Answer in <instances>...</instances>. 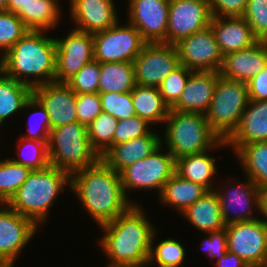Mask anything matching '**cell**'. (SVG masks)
<instances>
[{
    "instance_id": "obj_51",
    "label": "cell",
    "mask_w": 267,
    "mask_h": 267,
    "mask_svg": "<svg viewBox=\"0 0 267 267\" xmlns=\"http://www.w3.org/2000/svg\"><path fill=\"white\" fill-rule=\"evenodd\" d=\"M150 263L143 262V263H133V264H108V267H148L145 265H149Z\"/></svg>"
},
{
    "instance_id": "obj_18",
    "label": "cell",
    "mask_w": 267,
    "mask_h": 267,
    "mask_svg": "<svg viewBox=\"0 0 267 267\" xmlns=\"http://www.w3.org/2000/svg\"><path fill=\"white\" fill-rule=\"evenodd\" d=\"M70 15L75 30L95 34L115 25L117 17L113 0H70Z\"/></svg>"
},
{
    "instance_id": "obj_49",
    "label": "cell",
    "mask_w": 267,
    "mask_h": 267,
    "mask_svg": "<svg viewBox=\"0 0 267 267\" xmlns=\"http://www.w3.org/2000/svg\"><path fill=\"white\" fill-rule=\"evenodd\" d=\"M259 212L266 218L267 221V186L259 188Z\"/></svg>"
},
{
    "instance_id": "obj_13",
    "label": "cell",
    "mask_w": 267,
    "mask_h": 267,
    "mask_svg": "<svg viewBox=\"0 0 267 267\" xmlns=\"http://www.w3.org/2000/svg\"><path fill=\"white\" fill-rule=\"evenodd\" d=\"M212 14L207 0H170L166 43L175 45L210 26Z\"/></svg>"
},
{
    "instance_id": "obj_27",
    "label": "cell",
    "mask_w": 267,
    "mask_h": 267,
    "mask_svg": "<svg viewBox=\"0 0 267 267\" xmlns=\"http://www.w3.org/2000/svg\"><path fill=\"white\" fill-rule=\"evenodd\" d=\"M207 192L208 190L202 185L183 179L174 173L158 196L161 204L173 206L182 213Z\"/></svg>"
},
{
    "instance_id": "obj_37",
    "label": "cell",
    "mask_w": 267,
    "mask_h": 267,
    "mask_svg": "<svg viewBox=\"0 0 267 267\" xmlns=\"http://www.w3.org/2000/svg\"><path fill=\"white\" fill-rule=\"evenodd\" d=\"M28 31L15 13L0 11V57H3Z\"/></svg>"
},
{
    "instance_id": "obj_28",
    "label": "cell",
    "mask_w": 267,
    "mask_h": 267,
    "mask_svg": "<svg viewBox=\"0 0 267 267\" xmlns=\"http://www.w3.org/2000/svg\"><path fill=\"white\" fill-rule=\"evenodd\" d=\"M136 116L152 123H163L168 117L170 107L164 102L159 88L136 84L131 91Z\"/></svg>"
},
{
    "instance_id": "obj_25",
    "label": "cell",
    "mask_w": 267,
    "mask_h": 267,
    "mask_svg": "<svg viewBox=\"0 0 267 267\" xmlns=\"http://www.w3.org/2000/svg\"><path fill=\"white\" fill-rule=\"evenodd\" d=\"M195 228L204 233L217 231L225 227L219 199L215 190L208 191L182 213Z\"/></svg>"
},
{
    "instance_id": "obj_53",
    "label": "cell",
    "mask_w": 267,
    "mask_h": 267,
    "mask_svg": "<svg viewBox=\"0 0 267 267\" xmlns=\"http://www.w3.org/2000/svg\"><path fill=\"white\" fill-rule=\"evenodd\" d=\"M0 267H11V266L0 257Z\"/></svg>"
},
{
    "instance_id": "obj_4",
    "label": "cell",
    "mask_w": 267,
    "mask_h": 267,
    "mask_svg": "<svg viewBox=\"0 0 267 267\" xmlns=\"http://www.w3.org/2000/svg\"><path fill=\"white\" fill-rule=\"evenodd\" d=\"M66 185H71V174L63 169L49 165L41 170H32L7 204L40 226Z\"/></svg>"
},
{
    "instance_id": "obj_43",
    "label": "cell",
    "mask_w": 267,
    "mask_h": 267,
    "mask_svg": "<svg viewBox=\"0 0 267 267\" xmlns=\"http://www.w3.org/2000/svg\"><path fill=\"white\" fill-rule=\"evenodd\" d=\"M24 108L25 109H27V108H29V109L39 108L38 110L35 111V113L33 112L32 115L33 114L40 115V119H42V120L40 122L41 124H39L41 126V127L39 126L41 129L37 128L38 125L35 127L36 124H33V123L31 124V122H29L28 124L30 127H28V132L26 133L25 136L23 135L22 137L25 139L49 141L50 132H51V125H50L49 115L46 112L45 107L32 94V96L25 103ZM29 121H30V119H29Z\"/></svg>"
},
{
    "instance_id": "obj_5",
    "label": "cell",
    "mask_w": 267,
    "mask_h": 267,
    "mask_svg": "<svg viewBox=\"0 0 267 267\" xmlns=\"http://www.w3.org/2000/svg\"><path fill=\"white\" fill-rule=\"evenodd\" d=\"M164 143L174 159L226 146L210 128L203 113L183 112L170 109L165 120Z\"/></svg>"
},
{
    "instance_id": "obj_45",
    "label": "cell",
    "mask_w": 267,
    "mask_h": 267,
    "mask_svg": "<svg viewBox=\"0 0 267 267\" xmlns=\"http://www.w3.org/2000/svg\"><path fill=\"white\" fill-rule=\"evenodd\" d=\"M206 234L209 236L201 242V246H205L203 248L211 260L217 261L228 251L226 227Z\"/></svg>"
},
{
    "instance_id": "obj_36",
    "label": "cell",
    "mask_w": 267,
    "mask_h": 267,
    "mask_svg": "<svg viewBox=\"0 0 267 267\" xmlns=\"http://www.w3.org/2000/svg\"><path fill=\"white\" fill-rule=\"evenodd\" d=\"M18 152L22 151L24 154H18L21 158L12 159L14 162L23 165L31 170H41L50 165L49 155H48V142L49 141H39L32 139H25L23 137L19 138ZM26 146V147H25ZM30 146V147H29ZM26 149V156L23 152V148ZM30 150V151H29ZM29 152V154H28ZM29 155V156H28ZM25 156V157H24Z\"/></svg>"
},
{
    "instance_id": "obj_54",
    "label": "cell",
    "mask_w": 267,
    "mask_h": 267,
    "mask_svg": "<svg viewBox=\"0 0 267 267\" xmlns=\"http://www.w3.org/2000/svg\"><path fill=\"white\" fill-rule=\"evenodd\" d=\"M263 267H267V258H266V261H265V264L263 265Z\"/></svg>"
},
{
    "instance_id": "obj_8",
    "label": "cell",
    "mask_w": 267,
    "mask_h": 267,
    "mask_svg": "<svg viewBox=\"0 0 267 267\" xmlns=\"http://www.w3.org/2000/svg\"><path fill=\"white\" fill-rule=\"evenodd\" d=\"M162 146L120 172L122 188L127 198L129 189H155L161 194L165 183L175 173V159L169 151L161 153Z\"/></svg>"
},
{
    "instance_id": "obj_35",
    "label": "cell",
    "mask_w": 267,
    "mask_h": 267,
    "mask_svg": "<svg viewBox=\"0 0 267 267\" xmlns=\"http://www.w3.org/2000/svg\"><path fill=\"white\" fill-rule=\"evenodd\" d=\"M155 233L156 231L152 237L148 262L150 264L155 262L157 265L165 267H180L185 258L184 246L175 239L165 238L155 247L153 244Z\"/></svg>"
},
{
    "instance_id": "obj_12",
    "label": "cell",
    "mask_w": 267,
    "mask_h": 267,
    "mask_svg": "<svg viewBox=\"0 0 267 267\" xmlns=\"http://www.w3.org/2000/svg\"><path fill=\"white\" fill-rule=\"evenodd\" d=\"M55 82L67 83L87 63L94 60L93 34L72 29L56 38Z\"/></svg>"
},
{
    "instance_id": "obj_34",
    "label": "cell",
    "mask_w": 267,
    "mask_h": 267,
    "mask_svg": "<svg viewBox=\"0 0 267 267\" xmlns=\"http://www.w3.org/2000/svg\"><path fill=\"white\" fill-rule=\"evenodd\" d=\"M32 170L11 159L0 161V204H7Z\"/></svg>"
},
{
    "instance_id": "obj_2",
    "label": "cell",
    "mask_w": 267,
    "mask_h": 267,
    "mask_svg": "<svg viewBox=\"0 0 267 267\" xmlns=\"http://www.w3.org/2000/svg\"><path fill=\"white\" fill-rule=\"evenodd\" d=\"M142 206L132 205L125 213L101 227L100 247L110 264L147 262L152 237L157 231L145 217Z\"/></svg>"
},
{
    "instance_id": "obj_40",
    "label": "cell",
    "mask_w": 267,
    "mask_h": 267,
    "mask_svg": "<svg viewBox=\"0 0 267 267\" xmlns=\"http://www.w3.org/2000/svg\"><path fill=\"white\" fill-rule=\"evenodd\" d=\"M100 63L93 60L87 63L66 84L75 93H98Z\"/></svg>"
},
{
    "instance_id": "obj_3",
    "label": "cell",
    "mask_w": 267,
    "mask_h": 267,
    "mask_svg": "<svg viewBox=\"0 0 267 267\" xmlns=\"http://www.w3.org/2000/svg\"><path fill=\"white\" fill-rule=\"evenodd\" d=\"M44 33L29 30L0 58V70L32 89L55 82L56 41Z\"/></svg>"
},
{
    "instance_id": "obj_50",
    "label": "cell",
    "mask_w": 267,
    "mask_h": 267,
    "mask_svg": "<svg viewBox=\"0 0 267 267\" xmlns=\"http://www.w3.org/2000/svg\"><path fill=\"white\" fill-rule=\"evenodd\" d=\"M29 2L30 0H9L6 11L17 15Z\"/></svg>"
},
{
    "instance_id": "obj_52",
    "label": "cell",
    "mask_w": 267,
    "mask_h": 267,
    "mask_svg": "<svg viewBox=\"0 0 267 267\" xmlns=\"http://www.w3.org/2000/svg\"><path fill=\"white\" fill-rule=\"evenodd\" d=\"M9 0H0V11H6Z\"/></svg>"
},
{
    "instance_id": "obj_38",
    "label": "cell",
    "mask_w": 267,
    "mask_h": 267,
    "mask_svg": "<svg viewBox=\"0 0 267 267\" xmlns=\"http://www.w3.org/2000/svg\"><path fill=\"white\" fill-rule=\"evenodd\" d=\"M102 112L112 115L117 120H126L136 115L131 92L99 93Z\"/></svg>"
},
{
    "instance_id": "obj_23",
    "label": "cell",
    "mask_w": 267,
    "mask_h": 267,
    "mask_svg": "<svg viewBox=\"0 0 267 267\" xmlns=\"http://www.w3.org/2000/svg\"><path fill=\"white\" fill-rule=\"evenodd\" d=\"M162 144L155 132L112 145L100 158L114 171L120 173L126 167L142 160L157 150Z\"/></svg>"
},
{
    "instance_id": "obj_24",
    "label": "cell",
    "mask_w": 267,
    "mask_h": 267,
    "mask_svg": "<svg viewBox=\"0 0 267 267\" xmlns=\"http://www.w3.org/2000/svg\"><path fill=\"white\" fill-rule=\"evenodd\" d=\"M256 141H267V100L249 101L237 129L226 143L235 153L241 146Z\"/></svg>"
},
{
    "instance_id": "obj_48",
    "label": "cell",
    "mask_w": 267,
    "mask_h": 267,
    "mask_svg": "<svg viewBox=\"0 0 267 267\" xmlns=\"http://www.w3.org/2000/svg\"><path fill=\"white\" fill-rule=\"evenodd\" d=\"M215 267H249L236 253L227 251L219 260L214 261Z\"/></svg>"
},
{
    "instance_id": "obj_17",
    "label": "cell",
    "mask_w": 267,
    "mask_h": 267,
    "mask_svg": "<svg viewBox=\"0 0 267 267\" xmlns=\"http://www.w3.org/2000/svg\"><path fill=\"white\" fill-rule=\"evenodd\" d=\"M33 95L45 107L51 129L77 121L76 93L66 83L34 87Z\"/></svg>"
},
{
    "instance_id": "obj_31",
    "label": "cell",
    "mask_w": 267,
    "mask_h": 267,
    "mask_svg": "<svg viewBox=\"0 0 267 267\" xmlns=\"http://www.w3.org/2000/svg\"><path fill=\"white\" fill-rule=\"evenodd\" d=\"M135 85L132 62L100 63L98 93L131 92Z\"/></svg>"
},
{
    "instance_id": "obj_44",
    "label": "cell",
    "mask_w": 267,
    "mask_h": 267,
    "mask_svg": "<svg viewBox=\"0 0 267 267\" xmlns=\"http://www.w3.org/2000/svg\"><path fill=\"white\" fill-rule=\"evenodd\" d=\"M77 121L88 126L102 112L99 93H76Z\"/></svg>"
},
{
    "instance_id": "obj_19",
    "label": "cell",
    "mask_w": 267,
    "mask_h": 267,
    "mask_svg": "<svg viewBox=\"0 0 267 267\" xmlns=\"http://www.w3.org/2000/svg\"><path fill=\"white\" fill-rule=\"evenodd\" d=\"M246 182L237 185H231L232 190H226L224 193L216 189L221 208V214L225 225L257 219L253 217L252 207L255 206L259 209V188L254 182L246 177ZM231 211L234 215L231 216Z\"/></svg>"
},
{
    "instance_id": "obj_7",
    "label": "cell",
    "mask_w": 267,
    "mask_h": 267,
    "mask_svg": "<svg viewBox=\"0 0 267 267\" xmlns=\"http://www.w3.org/2000/svg\"><path fill=\"white\" fill-rule=\"evenodd\" d=\"M249 101L245 82L226 79L217 72L213 98L205 116L210 128L221 140H227L237 129Z\"/></svg>"
},
{
    "instance_id": "obj_30",
    "label": "cell",
    "mask_w": 267,
    "mask_h": 267,
    "mask_svg": "<svg viewBox=\"0 0 267 267\" xmlns=\"http://www.w3.org/2000/svg\"><path fill=\"white\" fill-rule=\"evenodd\" d=\"M235 154L244 168L245 176L258 188L267 186V141L245 144Z\"/></svg>"
},
{
    "instance_id": "obj_22",
    "label": "cell",
    "mask_w": 267,
    "mask_h": 267,
    "mask_svg": "<svg viewBox=\"0 0 267 267\" xmlns=\"http://www.w3.org/2000/svg\"><path fill=\"white\" fill-rule=\"evenodd\" d=\"M217 83V72L192 71L178 101L170 108L205 114L209 109Z\"/></svg>"
},
{
    "instance_id": "obj_21",
    "label": "cell",
    "mask_w": 267,
    "mask_h": 267,
    "mask_svg": "<svg viewBox=\"0 0 267 267\" xmlns=\"http://www.w3.org/2000/svg\"><path fill=\"white\" fill-rule=\"evenodd\" d=\"M210 27L223 56L249 48L258 41L242 16H212Z\"/></svg>"
},
{
    "instance_id": "obj_29",
    "label": "cell",
    "mask_w": 267,
    "mask_h": 267,
    "mask_svg": "<svg viewBox=\"0 0 267 267\" xmlns=\"http://www.w3.org/2000/svg\"><path fill=\"white\" fill-rule=\"evenodd\" d=\"M58 3V0H30L17 16L28 30L49 31L60 21Z\"/></svg>"
},
{
    "instance_id": "obj_11",
    "label": "cell",
    "mask_w": 267,
    "mask_h": 267,
    "mask_svg": "<svg viewBox=\"0 0 267 267\" xmlns=\"http://www.w3.org/2000/svg\"><path fill=\"white\" fill-rule=\"evenodd\" d=\"M132 63L135 84L153 87L180 65L176 46L163 42L146 43Z\"/></svg>"
},
{
    "instance_id": "obj_46",
    "label": "cell",
    "mask_w": 267,
    "mask_h": 267,
    "mask_svg": "<svg viewBox=\"0 0 267 267\" xmlns=\"http://www.w3.org/2000/svg\"><path fill=\"white\" fill-rule=\"evenodd\" d=\"M248 0H207L212 16H242Z\"/></svg>"
},
{
    "instance_id": "obj_26",
    "label": "cell",
    "mask_w": 267,
    "mask_h": 267,
    "mask_svg": "<svg viewBox=\"0 0 267 267\" xmlns=\"http://www.w3.org/2000/svg\"><path fill=\"white\" fill-rule=\"evenodd\" d=\"M207 152L209 150L175 159V173L183 179L200 184L208 191H212L215 190L212 186V179L218 171L216 158L210 157Z\"/></svg>"
},
{
    "instance_id": "obj_9",
    "label": "cell",
    "mask_w": 267,
    "mask_h": 267,
    "mask_svg": "<svg viewBox=\"0 0 267 267\" xmlns=\"http://www.w3.org/2000/svg\"><path fill=\"white\" fill-rule=\"evenodd\" d=\"M93 34L94 60L99 63L133 62L146 45L141 33L130 23Z\"/></svg>"
},
{
    "instance_id": "obj_32",
    "label": "cell",
    "mask_w": 267,
    "mask_h": 267,
    "mask_svg": "<svg viewBox=\"0 0 267 267\" xmlns=\"http://www.w3.org/2000/svg\"><path fill=\"white\" fill-rule=\"evenodd\" d=\"M32 94L31 87L6 76L0 70V127L6 118L24 109Z\"/></svg>"
},
{
    "instance_id": "obj_39",
    "label": "cell",
    "mask_w": 267,
    "mask_h": 267,
    "mask_svg": "<svg viewBox=\"0 0 267 267\" xmlns=\"http://www.w3.org/2000/svg\"><path fill=\"white\" fill-rule=\"evenodd\" d=\"M192 70L180 64L158 87L164 102L171 108L179 99Z\"/></svg>"
},
{
    "instance_id": "obj_33",
    "label": "cell",
    "mask_w": 267,
    "mask_h": 267,
    "mask_svg": "<svg viewBox=\"0 0 267 267\" xmlns=\"http://www.w3.org/2000/svg\"><path fill=\"white\" fill-rule=\"evenodd\" d=\"M118 120L112 115L101 112L93 122L87 126L88 139L91 147L101 157L114 145V132Z\"/></svg>"
},
{
    "instance_id": "obj_47",
    "label": "cell",
    "mask_w": 267,
    "mask_h": 267,
    "mask_svg": "<svg viewBox=\"0 0 267 267\" xmlns=\"http://www.w3.org/2000/svg\"><path fill=\"white\" fill-rule=\"evenodd\" d=\"M246 84L250 100H267V65Z\"/></svg>"
},
{
    "instance_id": "obj_1",
    "label": "cell",
    "mask_w": 267,
    "mask_h": 267,
    "mask_svg": "<svg viewBox=\"0 0 267 267\" xmlns=\"http://www.w3.org/2000/svg\"><path fill=\"white\" fill-rule=\"evenodd\" d=\"M70 188L99 226L137 205L125 196L120 173L101 158L95 164L73 172Z\"/></svg>"
},
{
    "instance_id": "obj_42",
    "label": "cell",
    "mask_w": 267,
    "mask_h": 267,
    "mask_svg": "<svg viewBox=\"0 0 267 267\" xmlns=\"http://www.w3.org/2000/svg\"><path fill=\"white\" fill-rule=\"evenodd\" d=\"M149 127L150 123L147 120L136 115L126 120H118L114 132V145L149 134L152 131Z\"/></svg>"
},
{
    "instance_id": "obj_15",
    "label": "cell",
    "mask_w": 267,
    "mask_h": 267,
    "mask_svg": "<svg viewBox=\"0 0 267 267\" xmlns=\"http://www.w3.org/2000/svg\"><path fill=\"white\" fill-rule=\"evenodd\" d=\"M3 205L5 208L1 207ZM38 227L8 204H0V257L14 267L19 252L35 236Z\"/></svg>"
},
{
    "instance_id": "obj_16",
    "label": "cell",
    "mask_w": 267,
    "mask_h": 267,
    "mask_svg": "<svg viewBox=\"0 0 267 267\" xmlns=\"http://www.w3.org/2000/svg\"><path fill=\"white\" fill-rule=\"evenodd\" d=\"M170 0H129V21L147 43H166Z\"/></svg>"
},
{
    "instance_id": "obj_41",
    "label": "cell",
    "mask_w": 267,
    "mask_h": 267,
    "mask_svg": "<svg viewBox=\"0 0 267 267\" xmlns=\"http://www.w3.org/2000/svg\"><path fill=\"white\" fill-rule=\"evenodd\" d=\"M242 17L258 40L267 41V0H248Z\"/></svg>"
},
{
    "instance_id": "obj_14",
    "label": "cell",
    "mask_w": 267,
    "mask_h": 267,
    "mask_svg": "<svg viewBox=\"0 0 267 267\" xmlns=\"http://www.w3.org/2000/svg\"><path fill=\"white\" fill-rule=\"evenodd\" d=\"M180 64L192 71L220 72L223 55L211 27L196 32L175 44Z\"/></svg>"
},
{
    "instance_id": "obj_20",
    "label": "cell",
    "mask_w": 267,
    "mask_h": 267,
    "mask_svg": "<svg viewBox=\"0 0 267 267\" xmlns=\"http://www.w3.org/2000/svg\"><path fill=\"white\" fill-rule=\"evenodd\" d=\"M267 65V41L258 40L251 47L226 54L220 75L247 83Z\"/></svg>"
},
{
    "instance_id": "obj_10",
    "label": "cell",
    "mask_w": 267,
    "mask_h": 267,
    "mask_svg": "<svg viewBox=\"0 0 267 267\" xmlns=\"http://www.w3.org/2000/svg\"><path fill=\"white\" fill-rule=\"evenodd\" d=\"M228 251L249 267H263L267 258V221L257 218L225 225Z\"/></svg>"
},
{
    "instance_id": "obj_6",
    "label": "cell",
    "mask_w": 267,
    "mask_h": 267,
    "mask_svg": "<svg viewBox=\"0 0 267 267\" xmlns=\"http://www.w3.org/2000/svg\"><path fill=\"white\" fill-rule=\"evenodd\" d=\"M51 166L70 174L95 164L100 156L91 147L87 126L75 121L51 129L48 142Z\"/></svg>"
}]
</instances>
